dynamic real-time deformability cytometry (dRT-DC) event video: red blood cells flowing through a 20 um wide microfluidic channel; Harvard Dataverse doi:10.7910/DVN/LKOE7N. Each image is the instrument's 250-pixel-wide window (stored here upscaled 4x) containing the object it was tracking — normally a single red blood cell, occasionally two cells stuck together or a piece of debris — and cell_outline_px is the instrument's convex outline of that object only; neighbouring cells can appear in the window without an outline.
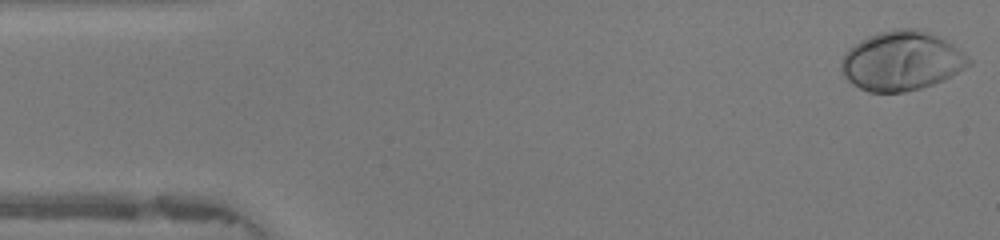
{"species": "human", "species_latin": "Homo sapiens", "temperature_condition": "warm", "stored_images_in_passage": 47, "camera_frame_rate_fps": 3000, "um_per_image_px": 0.085, "donor": {"sex": "female"}, "frame": {"image": 1, "passage_image": 1, "time_ms": 0.0, "image_size_px": [1000, 240], "cell_outline_px": [[972, 64], [944, 80], [920, 88], [904, 92], [868, 92], [852, 84], [844, 76], [840, 68], [840, 60], [860, 40], [868, 36], [880, 32], [896, 28], [920, 28], [952, 44], [968, 56], [972, 60]], "centroid_in_image_um": [76.64, 5.18], "position_along_channel_um": 8.4, "area_um2": 43.87}}
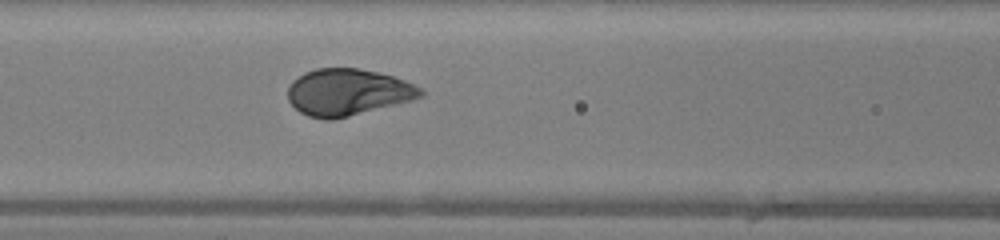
{"frame": {"image": 2, "passage_image": 19, "time_ms": 6.0, "image_size_px": [1000, 240], "cell_outline_px": [[424, 96], [412, 100], [332, 120], [328, 120], [308, 116], [300, 112], [288, 100], [288, 88], [292, 80], [304, 72], [316, 68], [360, 68], [392, 76], [404, 80], [420, 88], [424, 92]], "centroid_in_image_um": [29.53, 7.83], "position_along_channel_um": 137.1, "area_um2": 35.95}}
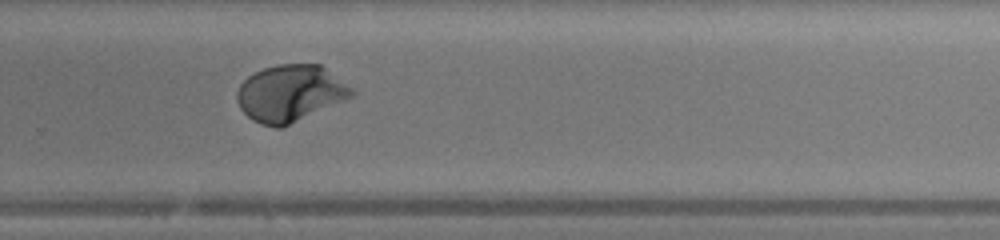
{"frame": {"image": 3, "passage_image": 31, "time_ms": 10.0, "image_size_px": [1000, 240], "cell_outline_px": [[356, 92], [352, 96], [344, 100], [280, 128], [276, 128], [260, 124], [252, 120], [240, 108], [236, 100], [236, 92], [240, 84], [248, 76], [264, 68], [276, 64], [320, 64], [352, 88]], "centroid_in_image_um": [24.63, 7.92], "position_along_channel_um": 305.2, "area_um2": 37.57}, "authors_computed_cell_mechanics": {"area_um2": 37.4544, "velocity_mm_per_s": 4.218, "shape_relaxation_time_tau1_ms": 2.5053, "shape_relaxation_time_tau2_ms": null, "deformation_change_tau1": 0.1782, "deformation_change_tau2": null}}